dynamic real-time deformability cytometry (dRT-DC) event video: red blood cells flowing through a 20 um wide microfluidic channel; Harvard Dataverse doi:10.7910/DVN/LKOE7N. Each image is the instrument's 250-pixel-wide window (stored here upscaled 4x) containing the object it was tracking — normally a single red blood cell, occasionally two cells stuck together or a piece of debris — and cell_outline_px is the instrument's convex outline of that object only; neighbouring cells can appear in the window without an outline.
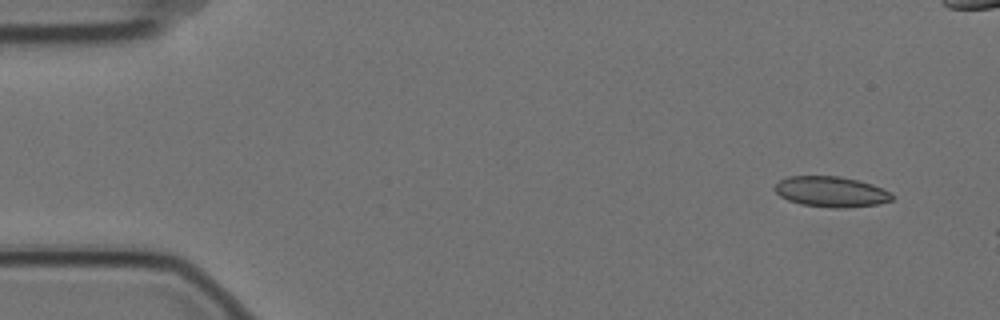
{"species": "Egyptian fruit bat (a non-hibernating species)", "species_latin": "Rousettus aegyptiacus", "temperature_condition": "cold", "stored_images_in_passage": 7, "camera_frame_rate_fps": 3000, "um_per_image_px": 0.085, "animal": {"sex": "female"}, "frame": {"image": 1, "passage_image": 1, "time_ms": 0.0, "image_size_px": [1000, 320], "cell_outline_px": [[892, 200], [880, 204], [844, 208], [832, 208], [800, 204], [788, 200], [780, 196], [772, 188], [780, 180], [788, 176], [840, 176], [860, 180], [872, 184], [888, 192], [892, 196]], "centroid_in_image_um": [70.61, 16.29], "position_along_channel_um": 14.4, "area_um2": 20.92}}